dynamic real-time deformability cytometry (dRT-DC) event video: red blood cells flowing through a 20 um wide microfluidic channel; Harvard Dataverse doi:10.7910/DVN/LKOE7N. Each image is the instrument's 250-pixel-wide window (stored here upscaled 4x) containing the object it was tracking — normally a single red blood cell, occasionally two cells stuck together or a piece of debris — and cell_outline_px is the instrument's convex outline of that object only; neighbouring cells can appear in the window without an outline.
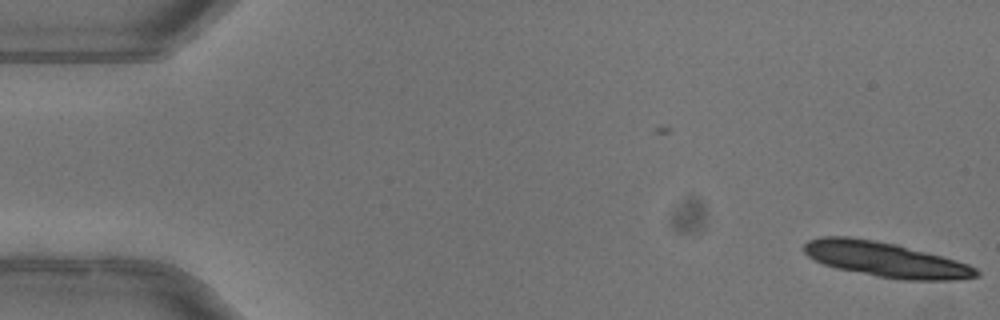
{"species": "common noctule bat (a hibernating species)", "species_latin": "Nyctalus noctula", "temperature_condition": "warm", "stored_images_in_passage": 4, "camera_frame_rate_fps": 3000, "um_per_image_px": 0.085, "animal": {"sex": "female"}, "frame": {"image": 1, "passage_image": 4, "time_ms": 1.0, "image_size_px": [1000, 320], "cell_outline_px": [[980, 276], [952, 280], [900, 280], [876, 276], [836, 268], [824, 264], [808, 256], [804, 252], [804, 244], [808, 240], [820, 236], [848, 236], [896, 244], [956, 260], [968, 264], [976, 268], [980, 272]], "centroid_in_image_um": [75.27, 22.06], "position_along_channel_um": 9.7, "area_um2": 34.97}}